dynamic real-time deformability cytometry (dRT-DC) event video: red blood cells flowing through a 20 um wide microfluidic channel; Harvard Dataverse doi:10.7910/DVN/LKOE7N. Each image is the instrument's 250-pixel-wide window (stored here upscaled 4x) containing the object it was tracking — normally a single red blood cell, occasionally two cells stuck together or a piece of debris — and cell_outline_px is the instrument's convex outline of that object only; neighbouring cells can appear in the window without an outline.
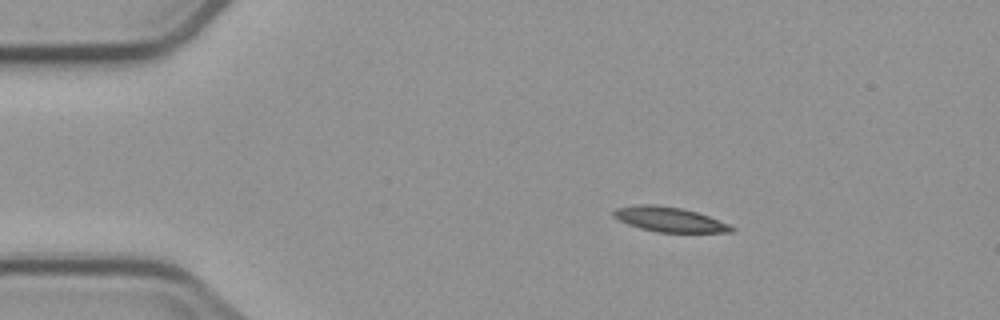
{"species": "common noctule bat (a hibernating species)", "species_latin": "Nyctalus noctula", "temperature_condition": "cold", "stored_images_in_passage": 3, "camera_frame_rate_fps": 3000, "um_per_image_px": 0.085, "animal": {"sex": "male", "body_mass_g": 23.1, "forearm_length_mm": 52.7}, "frame": {"image": 1, "passage_image": 2, "time_ms": 1.0, "image_size_px": [1000, 320], "cell_outline_px": [[736, 232], [656, 232], [640, 228], [628, 224], [612, 216], [612, 212], [616, 208], [640, 204], [652, 204], [680, 208], [696, 212], [708, 216], [728, 224], [736, 228]], "centroid_in_image_um": [56.89, 18.65], "position_along_channel_um": 28.1, "area_um2": 16.88}}